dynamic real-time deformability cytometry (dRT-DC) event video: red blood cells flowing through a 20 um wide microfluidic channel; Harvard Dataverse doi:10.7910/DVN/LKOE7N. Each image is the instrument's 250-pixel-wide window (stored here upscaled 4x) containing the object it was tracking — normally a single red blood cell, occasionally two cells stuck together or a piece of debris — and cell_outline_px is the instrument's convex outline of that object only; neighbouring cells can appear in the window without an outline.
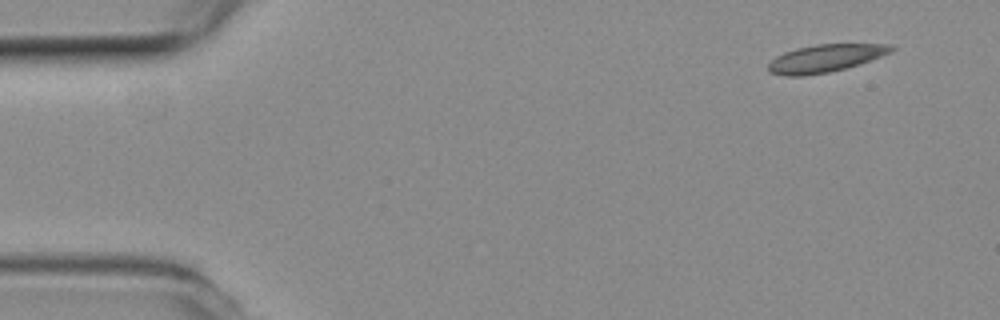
{"species": "common noctule bat (a hibernating species)", "species_latin": "Nyctalus noctula", "temperature_condition": "room temperature", "stored_images_in_passage": 51, "camera_frame_rate_fps": 3000, "um_per_image_px": 0.085, "animal": {"sex": "female", "body_mass_g": 19.3, "forearm_length_mm": 54.1}, "frame": {"image": 1, "passage_image": 1, "time_ms": 0.0, "image_size_px": [1000, 320], "cell_outline_px": [[896, 48], [892, 52], [844, 68], [828, 72], [804, 76], [784, 76], [768, 72], [768, 64], [776, 56], [784, 52], [796, 48], [816, 44], [892, 44]], "centroid_in_image_um": [70.11, 4.95], "position_along_channel_um": 14.9, "area_um2": 19.65}}
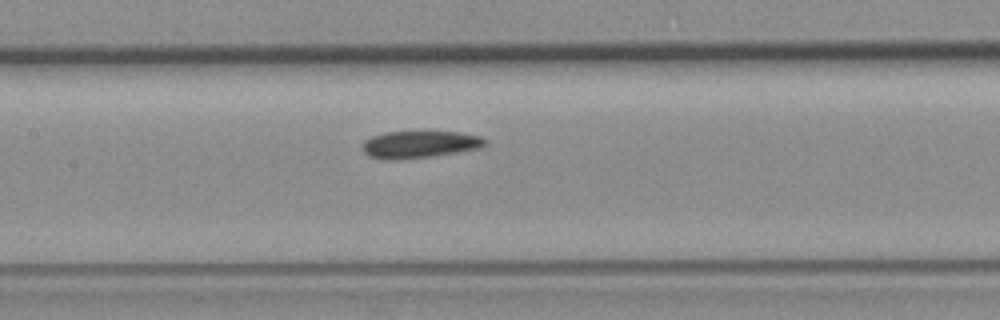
{"frame": {"image": 2, "passage_image": 22, "time_ms": 7.0, "image_size_px": [1000, 320], "cell_outline_px": [[488, 144], [480, 148], [460, 152], [432, 156], [400, 160], [384, 160], [368, 156], [364, 152], [364, 140], [372, 136], [384, 132], [460, 132], [480, 136]], "centroid_in_image_um": [35.67, 12.29], "position_along_channel_um": 171.7, "area_um2": 19.48}}
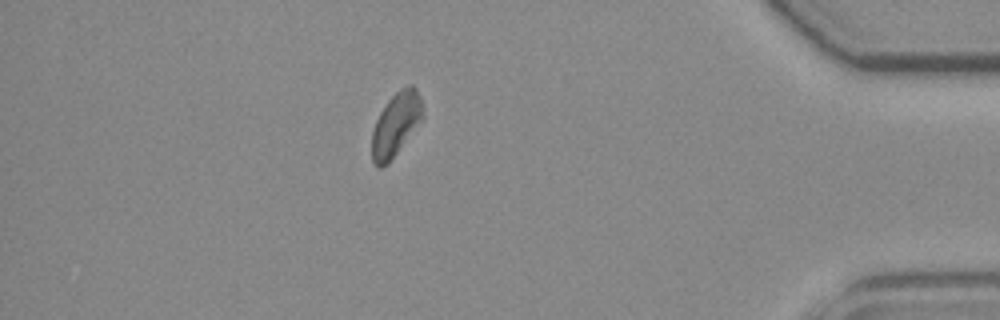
{"frame": {"image": 3, "passage_image": 44, "time_ms": 14.333, "image_size_px": [1000, 320], "cell_outline_px": [[424, 120], [388, 164], [380, 168], [376, 168], [372, 160], [372, 132], [376, 120], [380, 112], [388, 100], [400, 88], [408, 84], [412, 84], [416, 88], [420, 96], [424, 116]], "centroid_in_image_um": [33.67, 10.58], "position_along_channel_um": 401.5, "area_um2": 19.25}}